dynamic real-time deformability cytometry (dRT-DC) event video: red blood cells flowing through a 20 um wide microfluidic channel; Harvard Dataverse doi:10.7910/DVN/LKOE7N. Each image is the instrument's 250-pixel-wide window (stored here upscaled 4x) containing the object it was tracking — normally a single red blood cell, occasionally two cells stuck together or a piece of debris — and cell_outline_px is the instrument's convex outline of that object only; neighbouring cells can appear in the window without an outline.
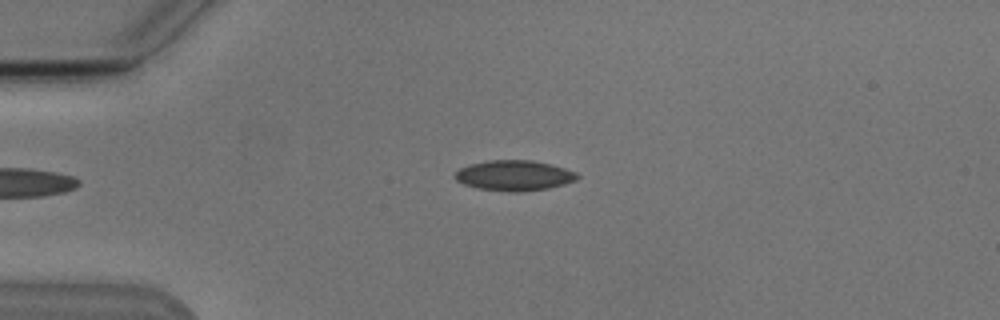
{"species": "Egyptian fruit bat (a non-hibernating species)", "species_latin": "Rousettus aegyptiacus", "temperature_condition": "cold", "stored_images_in_passage": 2, "camera_frame_rate_fps": 3000, "um_per_image_px": 0.085, "animal": {"sex": "male"}, "frame": {"image": 1, "passage_image": 2, "time_ms": 1.0, "image_size_px": [1000, 320], "cell_outline_px": [[580, 176], [576, 180], [564, 184], [548, 188], [520, 192], [508, 192], [476, 188], [464, 184], [456, 180], [452, 176], [460, 168], [468, 164], [488, 160], [532, 160], [552, 164], [576, 172]], "centroid_in_image_um": [43.68, 14.91], "position_along_channel_um": 41.3, "area_um2": 21.85}}